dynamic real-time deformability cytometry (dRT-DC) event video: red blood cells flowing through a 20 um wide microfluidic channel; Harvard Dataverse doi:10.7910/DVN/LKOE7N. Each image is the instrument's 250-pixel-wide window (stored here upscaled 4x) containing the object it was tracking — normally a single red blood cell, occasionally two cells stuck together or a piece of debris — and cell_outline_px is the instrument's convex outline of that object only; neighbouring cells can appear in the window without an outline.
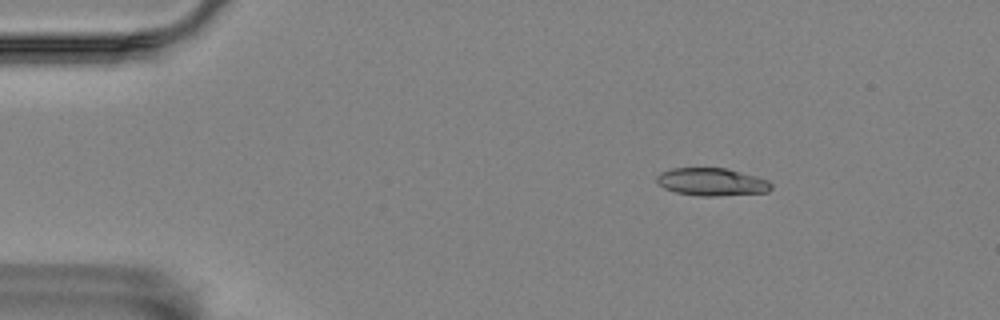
{"species": "Egyptian fruit bat (a non-hibernating species)", "species_latin": "Rousettus aegyptiacus", "temperature_condition": "room temperature", "stored_images_in_passage": 3, "camera_frame_rate_fps": 3000, "um_per_image_px": 0.085, "animal": {"sex": "female"}, "frame": {"image": 1, "passage_image": 1, "time_ms": 0.0, "image_size_px": [1000, 320], "cell_outline_px": [[772, 188], [768, 192], [716, 196], [700, 196], [676, 192], [664, 188], [656, 180], [656, 176], [660, 172], [672, 168], [724, 168], [740, 172], [768, 180], [772, 184]], "centroid_in_image_um": [60.49, 15.46], "position_along_channel_um": 24.5, "area_um2": 18.38}}